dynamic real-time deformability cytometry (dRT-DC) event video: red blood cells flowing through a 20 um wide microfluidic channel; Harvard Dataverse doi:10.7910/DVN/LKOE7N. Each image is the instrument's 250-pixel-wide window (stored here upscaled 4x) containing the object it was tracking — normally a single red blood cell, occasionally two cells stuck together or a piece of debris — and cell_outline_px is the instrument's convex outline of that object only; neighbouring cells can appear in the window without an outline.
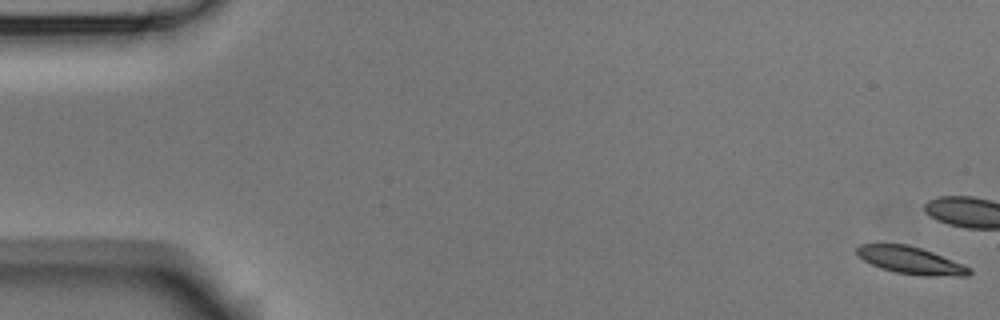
{"species": "Egyptian fruit bat (a non-hibernating species)", "species_latin": "Rousettus aegyptiacus", "temperature_condition": "room temperature", "stored_images_in_passage": 5, "camera_frame_rate_fps": 3000, "um_per_image_px": 0.085, "animal": {"sex": "male"}, "frame": {"image": 1, "passage_image": 1, "time_ms": 0.0, "image_size_px": [1000, 320], "cell_outline_px": [[972, 272], [968, 276], [924, 276], [896, 272], [880, 268], [856, 256], [856, 248], [860, 244], [908, 244], [932, 252], [972, 268]], "centroid_in_image_um": [77.4, 22.14], "position_along_channel_um": 7.6, "area_um2": 17.86}}